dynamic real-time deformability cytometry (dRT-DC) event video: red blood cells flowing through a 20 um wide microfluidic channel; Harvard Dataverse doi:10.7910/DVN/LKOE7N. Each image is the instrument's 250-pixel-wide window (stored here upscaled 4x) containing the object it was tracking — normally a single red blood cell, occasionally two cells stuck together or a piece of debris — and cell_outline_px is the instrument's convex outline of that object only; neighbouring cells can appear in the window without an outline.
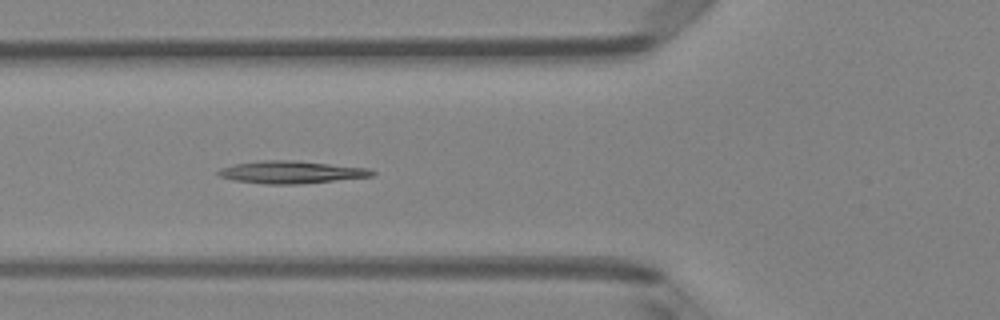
{"species": "Egyptian fruit bat (a non-hibernating species)", "species_latin": "Rousettus aegyptiacus", "temperature_condition": "room temperature", "stored_images_in_passage": 9, "camera_frame_rate_fps": 3000, "um_per_image_px": 0.085, "animal": {"sex": "female"}, "frame": {"image": 1, "passage_image": 6, "time_ms": 1.667, "image_size_px": [1000, 320], "cell_outline_px": [[376, 172], [372, 176], [296, 184], [264, 184], [232, 180], [220, 176], [216, 172], [220, 168], [232, 164], [260, 160], [296, 160], [368, 168]], "centroid_in_image_um": [24.69, 14.62], "position_along_channel_um": 101.1, "area_um2": 20.11}}
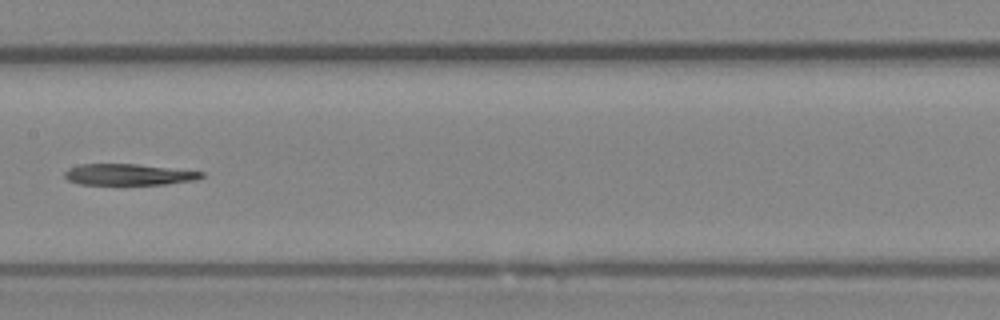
{"frame": {"image": 2, "passage_image": 8, "time_ms": 2.333, "image_size_px": [1000, 320], "cell_outline_px": [[204, 176], [196, 180], [168, 184], [80, 184], [68, 180], [64, 176], [64, 172], [68, 168], [80, 164], [136, 164], [204, 172]], "centroid_in_image_um": [10.92, 14.83], "position_along_channel_um": 196.5, "area_um2": 16.82}}
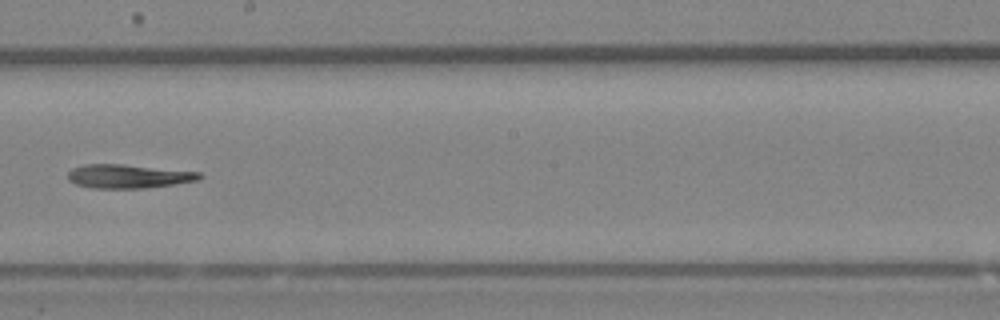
{"frame": {"image": 3, "passage_image": 9, "time_ms": 2.667, "image_size_px": [1000, 320], "cell_outline_px": [[204, 176], [200, 180], [144, 188], [92, 188], [76, 184], [68, 180], [68, 172], [72, 168], [84, 164], [124, 164], [200, 172]], "centroid_in_image_um": [10.91, 14.98], "position_along_channel_um": 237.3, "area_um2": 18.26}}